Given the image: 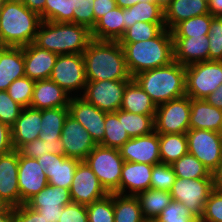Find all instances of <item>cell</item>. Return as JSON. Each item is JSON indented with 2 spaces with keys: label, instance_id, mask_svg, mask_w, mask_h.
Here are the masks:
<instances>
[{
  "label": "cell",
  "instance_id": "9",
  "mask_svg": "<svg viewBox=\"0 0 222 222\" xmlns=\"http://www.w3.org/2000/svg\"><path fill=\"white\" fill-rule=\"evenodd\" d=\"M186 136L188 152L213 174L222 162V133L205 129H189Z\"/></svg>",
  "mask_w": 222,
  "mask_h": 222
},
{
  "label": "cell",
  "instance_id": "64",
  "mask_svg": "<svg viewBox=\"0 0 222 222\" xmlns=\"http://www.w3.org/2000/svg\"><path fill=\"white\" fill-rule=\"evenodd\" d=\"M144 222H160L157 218L145 219Z\"/></svg>",
  "mask_w": 222,
  "mask_h": 222
},
{
  "label": "cell",
  "instance_id": "62",
  "mask_svg": "<svg viewBox=\"0 0 222 222\" xmlns=\"http://www.w3.org/2000/svg\"><path fill=\"white\" fill-rule=\"evenodd\" d=\"M152 2L158 5L162 10H165L172 0H152Z\"/></svg>",
  "mask_w": 222,
  "mask_h": 222
},
{
  "label": "cell",
  "instance_id": "2",
  "mask_svg": "<svg viewBox=\"0 0 222 222\" xmlns=\"http://www.w3.org/2000/svg\"><path fill=\"white\" fill-rule=\"evenodd\" d=\"M41 16L20 0H3L0 7V46L24 47L34 42Z\"/></svg>",
  "mask_w": 222,
  "mask_h": 222
},
{
  "label": "cell",
  "instance_id": "59",
  "mask_svg": "<svg viewBox=\"0 0 222 222\" xmlns=\"http://www.w3.org/2000/svg\"><path fill=\"white\" fill-rule=\"evenodd\" d=\"M214 176V188L222 192V162L219 168L213 173Z\"/></svg>",
  "mask_w": 222,
  "mask_h": 222
},
{
  "label": "cell",
  "instance_id": "63",
  "mask_svg": "<svg viewBox=\"0 0 222 222\" xmlns=\"http://www.w3.org/2000/svg\"><path fill=\"white\" fill-rule=\"evenodd\" d=\"M9 205L0 197V213L4 212Z\"/></svg>",
  "mask_w": 222,
  "mask_h": 222
},
{
  "label": "cell",
  "instance_id": "43",
  "mask_svg": "<svg viewBox=\"0 0 222 222\" xmlns=\"http://www.w3.org/2000/svg\"><path fill=\"white\" fill-rule=\"evenodd\" d=\"M35 80L23 76L14 80L8 87L9 96L23 108L30 107Z\"/></svg>",
  "mask_w": 222,
  "mask_h": 222
},
{
  "label": "cell",
  "instance_id": "14",
  "mask_svg": "<svg viewBox=\"0 0 222 222\" xmlns=\"http://www.w3.org/2000/svg\"><path fill=\"white\" fill-rule=\"evenodd\" d=\"M69 192L72 202L82 205H89L108 194L85 161H80L76 167Z\"/></svg>",
  "mask_w": 222,
  "mask_h": 222
},
{
  "label": "cell",
  "instance_id": "7",
  "mask_svg": "<svg viewBox=\"0 0 222 222\" xmlns=\"http://www.w3.org/2000/svg\"><path fill=\"white\" fill-rule=\"evenodd\" d=\"M186 96L205 99L222 84V61H203L186 66Z\"/></svg>",
  "mask_w": 222,
  "mask_h": 222
},
{
  "label": "cell",
  "instance_id": "52",
  "mask_svg": "<svg viewBox=\"0 0 222 222\" xmlns=\"http://www.w3.org/2000/svg\"><path fill=\"white\" fill-rule=\"evenodd\" d=\"M14 222H47L36 210L26 204L14 208Z\"/></svg>",
  "mask_w": 222,
  "mask_h": 222
},
{
  "label": "cell",
  "instance_id": "50",
  "mask_svg": "<svg viewBox=\"0 0 222 222\" xmlns=\"http://www.w3.org/2000/svg\"><path fill=\"white\" fill-rule=\"evenodd\" d=\"M58 222H88L86 205L71 202L62 209Z\"/></svg>",
  "mask_w": 222,
  "mask_h": 222
},
{
  "label": "cell",
  "instance_id": "16",
  "mask_svg": "<svg viewBox=\"0 0 222 222\" xmlns=\"http://www.w3.org/2000/svg\"><path fill=\"white\" fill-rule=\"evenodd\" d=\"M60 138L65 156L80 161H84L97 145L84 126L70 115L65 119Z\"/></svg>",
  "mask_w": 222,
  "mask_h": 222
},
{
  "label": "cell",
  "instance_id": "60",
  "mask_svg": "<svg viewBox=\"0 0 222 222\" xmlns=\"http://www.w3.org/2000/svg\"><path fill=\"white\" fill-rule=\"evenodd\" d=\"M0 222H14V207L9 206L4 212L0 213Z\"/></svg>",
  "mask_w": 222,
  "mask_h": 222
},
{
  "label": "cell",
  "instance_id": "11",
  "mask_svg": "<svg viewBox=\"0 0 222 222\" xmlns=\"http://www.w3.org/2000/svg\"><path fill=\"white\" fill-rule=\"evenodd\" d=\"M131 80H101L87 81L84 94L85 101L93 104L101 111L110 113L121 108L122 98L126 85Z\"/></svg>",
  "mask_w": 222,
  "mask_h": 222
},
{
  "label": "cell",
  "instance_id": "12",
  "mask_svg": "<svg viewBox=\"0 0 222 222\" xmlns=\"http://www.w3.org/2000/svg\"><path fill=\"white\" fill-rule=\"evenodd\" d=\"M49 79L69 95L74 90H84L87 78L82 54L58 55Z\"/></svg>",
  "mask_w": 222,
  "mask_h": 222
},
{
  "label": "cell",
  "instance_id": "13",
  "mask_svg": "<svg viewBox=\"0 0 222 222\" xmlns=\"http://www.w3.org/2000/svg\"><path fill=\"white\" fill-rule=\"evenodd\" d=\"M71 202L68 189L48 184L25 204L36 210L47 222H58L63 207Z\"/></svg>",
  "mask_w": 222,
  "mask_h": 222
},
{
  "label": "cell",
  "instance_id": "40",
  "mask_svg": "<svg viewBox=\"0 0 222 222\" xmlns=\"http://www.w3.org/2000/svg\"><path fill=\"white\" fill-rule=\"evenodd\" d=\"M165 23L136 22L126 29L118 42H140L155 38L163 29Z\"/></svg>",
  "mask_w": 222,
  "mask_h": 222
},
{
  "label": "cell",
  "instance_id": "23",
  "mask_svg": "<svg viewBox=\"0 0 222 222\" xmlns=\"http://www.w3.org/2000/svg\"><path fill=\"white\" fill-rule=\"evenodd\" d=\"M70 98L69 94L51 79L37 80L30 107L39 110L68 107Z\"/></svg>",
  "mask_w": 222,
  "mask_h": 222
},
{
  "label": "cell",
  "instance_id": "49",
  "mask_svg": "<svg viewBox=\"0 0 222 222\" xmlns=\"http://www.w3.org/2000/svg\"><path fill=\"white\" fill-rule=\"evenodd\" d=\"M94 0H74L73 23L87 26L90 30L95 26V16L92 8Z\"/></svg>",
  "mask_w": 222,
  "mask_h": 222
},
{
  "label": "cell",
  "instance_id": "45",
  "mask_svg": "<svg viewBox=\"0 0 222 222\" xmlns=\"http://www.w3.org/2000/svg\"><path fill=\"white\" fill-rule=\"evenodd\" d=\"M208 38L209 61H222V17L211 16Z\"/></svg>",
  "mask_w": 222,
  "mask_h": 222
},
{
  "label": "cell",
  "instance_id": "17",
  "mask_svg": "<svg viewBox=\"0 0 222 222\" xmlns=\"http://www.w3.org/2000/svg\"><path fill=\"white\" fill-rule=\"evenodd\" d=\"M120 155L127 162L155 165L161 163L159 134L153 131L145 136L130 138L119 148Z\"/></svg>",
  "mask_w": 222,
  "mask_h": 222
},
{
  "label": "cell",
  "instance_id": "1",
  "mask_svg": "<svg viewBox=\"0 0 222 222\" xmlns=\"http://www.w3.org/2000/svg\"><path fill=\"white\" fill-rule=\"evenodd\" d=\"M82 56L87 81L132 80L118 41L92 39Z\"/></svg>",
  "mask_w": 222,
  "mask_h": 222
},
{
  "label": "cell",
  "instance_id": "4",
  "mask_svg": "<svg viewBox=\"0 0 222 222\" xmlns=\"http://www.w3.org/2000/svg\"><path fill=\"white\" fill-rule=\"evenodd\" d=\"M91 40V30L87 26L42 20L33 43L58 55L83 54Z\"/></svg>",
  "mask_w": 222,
  "mask_h": 222
},
{
  "label": "cell",
  "instance_id": "20",
  "mask_svg": "<svg viewBox=\"0 0 222 222\" xmlns=\"http://www.w3.org/2000/svg\"><path fill=\"white\" fill-rule=\"evenodd\" d=\"M19 152L0 155V197L11 207L20 206L18 186Z\"/></svg>",
  "mask_w": 222,
  "mask_h": 222
},
{
  "label": "cell",
  "instance_id": "55",
  "mask_svg": "<svg viewBox=\"0 0 222 222\" xmlns=\"http://www.w3.org/2000/svg\"><path fill=\"white\" fill-rule=\"evenodd\" d=\"M28 9L34 11L45 21V1L46 0H20Z\"/></svg>",
  "mask_w": 222,
  "mask_h": 222
},
{
  "label": "cell",
  "instance_id": "18",
  "mask_svg": "<svg viewBox=\"0 0 222 222\" xmlns=\"http://www.w3.org/2000/svg\"><path fill=\"white\" fill-rule=\"evenodd\" d=\"M47 185L46 173L41 169L38 160L19 154L18 186L20 191V205L25 204Z\"/></svg>",
  "mask_w": 222,
  "mask_h": 222
},
{
  "label": "cell",
  "instance_id": "36",
  "mask_svg": "<svg viewBox=\"0 0 222 222\" xmlns=\"http://www.w3.org/2000/svg\"><path fill=\"white\" fill-rule=\"evenodd\" d=\"M114 222H144L136 196L113 193Z\"/></svg>",
  "mask_w": 222,
  "mask_h": 222
},
{
  "label": "cell",
  "instance_id": "24",
  "mask_svg": "<svg viewBox=\"0 0 222 222\" xmlns=\"http://www.w3.org/2000/svg\"><path fill=\"white\" fill-rule=\"evenodd\" d=\"M41 110L25 107L11 127L12 144L18 150L23 144L39 139L41 133Z\"/></svg>",
  "mask_w": 222,
  "mask_h": 222
},
{
  "label": "cell",
  "instance_id": "39",
  "mask_svg": "<svg viewBox=\"0 0 222 222\" xmlns=\"http://www.w3.org/2000/svg\"><path fill=\"white\" fill-rule=\"evenodd\" d=\"M123 126L130 138L145 136L155 131L154 118L123 110Z\"/></svg>",
  "mask_w": 222,
  "mask_h": 222
},
{
  "label": "cell",
  "instance_id": "47",
  "mask_svg": "<svg viewBox=\"0 0 222 222\" xmlns=\"http://www.w3.org/2000/svg\"><path fill=\"white\" fill-rule=\"evenodd\" d=\"M157 219L160 222H196L197 220L182 203L173 200Z\"/></svg>",
  "mask_w": 222,
  "mask_h": 222
},
{
  "label": "cell",
  "instance_id": "44",
  "mask_svg": "<svg viewBox=\"0 0 222 222\" xmlns=\"http://www.w3.org/2000/svg\"><path fill=\"white\" fill-rule=\"evenodd\" d=\"M176 178L171 164H155L151 173L150 188L170 192Z\"/></svg>",
  "mask_w": 222,
  "mask_h": 222
},
{
  "label": "cell",
  "instance_id": "10",
  "mask_svg": "<svg viewBox=\"0 0 222 222\" xmlns=\"http://www.w3.org/2000/svg\"><path fill=\"white\" fill-rule=\"evenodd\" d=\"M190 113V97L186 95L157 106L155 131L158 134L187 133Z\"/></svg>",
  "mask_w": 222,
  "mask_h": 222
},
{
  "label": "cell",
  "instance_id": "48",
  "mask_svg": "<svg viewBox=\"0 0 222 222\" xmlns=\"http://www.w3.org/2000/svg\"><path fill=\"white\" fill-rule=\"evenodd\" d=\"M203 222H222V192L214 189L204 206L202 217Z\"/></svg>",
  "mask_w": 222,
  "mask_h": 222
},
{
  "label": "cell",
  "instance_id": "5",
  "mask_svg": "<svg viewBox=\"0 0 222 222\" xmlns=\"http://www.w3.org/2000/svg\"><path fill=\"white\" fill-rule=\"evenodd\" d=\"M185 77L186 67L174 60L168 65L142 71L132 79L159 106L186 95Z\"/></svg>",
  "mask_w": 222,
  "mask_h": 222
},
{
  "label": "cell",
  "instance_id": "35",
  "mask_svg": "<svg viewBox=\"0 0 222 222\" xmlns=\"http://www.w3.org/2000/svg\"><path fill=\"white\" fill-rule=\"evenodd\" d=\"M129 139L130 137L123 126V110L106 113L105 135L99 145L119 149Z\"/></svg>",
  "mask_w": 222,
  "mask_h": 222
},
{
  "label": "cell",
  "instance_id": "29",
  "mask_svg": "<svg viewBox=\"0 0 222 222\" xmlns=\"http://www.w3.org/2000/svg\"><path fill=\"white\" fill-rule=\"evenodd\" d=\"M125 33L123 8L115 7L104 14L91 30L92 39L119 41Z\"/></svg>",
  "mask_w": 222,
  "mask_h": 222
},
{
  "label": "cell",
  "instance_id": "26",
  "mask_svg": "<svg viewBox=\"0 0 222 222\" xmlns=\"http://www.w3.org/2000/svg\"><path fill=\"white\" fill-rule=\"evenodd\" d=\"M24 47H0V91H7L16 79L25 76Z\"/></svg>",
  "mask_w": 222,
  "mask_h": 222
},
{
  "label": "cell",
  "instance_id": "19",
  "mask_svg": "<svg viewBox=\"0 0 222 222\" xmlns=\"http://www.w3.org/2000/svg\"><path fill=\"white\" fill-rule=\"evenodd\" d=\"M37 160L46 173L48 184L70 189L80 160L51 153H45Z\"/></svg>",
  "mask_w": 222,
  "mask_h": 222
},
{
  "label": "cell",
  "instance_id": "61",
  "mask_svg": "<svg viewBox=\"0 0 222 222\" xmlns=\"http://www.w3.org/2000/svg\"><path fill=\"white\" fill-rule=\"evenodd\" d=\"M116 5L120 8H128L139 2H150L152 0H115Z\"/></svg>",
  "mask_w": 222,
  "mask_h": 222
},
{
  "label": "cell",
  "instance_id": "8",
  "mask_svg": "<svg viewBox=\"0 0 222 222\" xmlns=\"http://www.w3.org/2000/svg\"><path fill=\"white\" fill-rule=\"evenodd\" d=\"M214 189V178H176L170 194L173 201L182 203L194 217L200 219L205 203Z\"/></svg>",
  "mask_w": 222,
  "mask_h": 222
},
{
  "label": "cell",
  "instance_id": "38",
  "mask_svg": "<svg viewBox=\"0 0 222 222\" xmlns=\"http://www.w3.org/2000/svg\"><path fill=\"white\" fill-rule=\"evenodd\" d=\"M211 24V15L204 14L191 17L178 23L172 30V37H193L208 35Z\"/></svg>",
  "mask_w": 222,
  "mask_h": 222
},
{
  "label": "cell",
  "instance_id": "6",
  "mask_svg": "<svg viewBox=\"0 0 222 222\" xmlns=\"http://www.w3.org/2000/svg\"><path fill=\"white\" fill-rule=\"evenodd\" d=\"M108 194H119L124 159L119 149L96 145L84 160Z\"/></svg>",
  "mask_w": 222,
  "mask_h": 222
},
{
  "label": "cell",
  "instance_id": "58",
  "mask_svg": "<svg viewBox=\"0 0 222 222\" xmlns=\"http://www.w3.org/2000/svg\"><path fill=\"white\" fill-rule=\"evenodd\" d=\"M208 11L211 16L222 17V0H208Z\"/></svg>",
  "mask_w": 222,
  "mask_h": 222
},
{
  "label": "cell",
  "instance_id": "57",
  "mask_svg": "<svg viewBox=\"0 0 222 222\" xmlns=\"http://www.w3.org/2000/svg\"><path fill=\"white\" fill-rule=\"evenodd\" d=\"M46 143L48 145V153L65 156L64 147L61 138H58L54 142L46 141Z\"/></svg>",
  "mask_w": 222,
  "mask_h": 222
},
{
  "label": "cell",
  "instance_id": "15",
  "mask_svg": "<svg viewBox=\"0 0 222 222\" xmlns=\"http://www.w3.org/2000/svg\"><path fill=\"white\" fill-rule=\"evenodd\" d=\"M69 115L84 126L94 142L99 145L105 135V116L101 111L82 97H71L68 104Z\"/></svg>",
  "mask_w": 222,
  "mask_h": 222
},
{
  "label": "cell",
  "instance_id": "33",
  "mask_svg": "<svg viewBox=\"0 0 222 222\" xmlns=\"http://www.w3.org/2000/svg\"><path fill=\"white\" fill-rule=\"evenodd\" d=\"M161 162L173 164L188 153L186 133L159 134Z\"/></svg>",
  "mask_w": 222,
  "mask_h": 222
},
{
  "label": "cell",
  "instance_id": "30",
  "mask_svg": "<svg viewBox=\"0 0 222 222\" xmlns=\"http://www.w3.org/2000/svg\"><path fill=\"white\" fill-rule=\"evenodd\" d=\"M121 110L141 115H150L155 119L157 106L151 97L132 79L125 88Z\"/></svg>",
  "mask_w": 222,
  "mask_h": 222
},
{
  "label": "cell",
  "instance_id": "51",
  "mask_svg": "<svg viewBox=\"0 0 222 222\" xmlns=\"http://www.w3.org/2000/svg\"><path fill=\"white\" fill-rule=\"evenodd\" d=\"M18 152L21 156L29 158H38L45 153H48V145L46 141L36 139L31 142L23 144Z\"/></svg>",
  "mask_w": 222,
  "mask_h": 222
},
{
  "label": "cell",
  "instance_id": "34",
  "mask_svg": "<svg viewBox=\"0 0 222 222\" xmlns=\"http://www.w3.org/2000/svg\"><path fill=\"white\" fill-rule=\"evenodd\" d=\"M136 197L145 219L157 218L172 201L170 192L151 188L139 192Z\"/></svg>",
  "mask_w": 222,
  "mask_h": 222
},
{
  "label": "cell",
  "instance_id": "21",
  "mask_svg": "<svg viewBox=\"0 0 222 222\" xmlns=\"http://www.w3.org/2000/svg\"><path fill=\"white\" fill-rule=\"evenodd\" d=\"M174 60L183 66L209 61L208 35L173 37Z\"/></svg>",
  "mask_w": 222,
  "mask_h": 222
},
{
  "label": "cell",
  "instance_id": "25",
  "mask_svg": "<svg viewBox=\"0 0 222 222\" xmlns=\"http://www.w3.org/2000/svg\"><path fill=\"white\" fill-rule=\"evenodd\" d=\"M153 165L124 161L120 177L119 194L136 196L150 188ZM129 189L130 194L124 192Z\"/></svg>",
  "mask_w": 222,
  "mask_h": 222
},
{
  "label": "cell",
  "instance_id": "53",
  "mask_svg": "<svg viewBox=\"0 0 222 222\" xmlns=\"http://www.w3.org/2000/svg\"><path fill=\"white\" fill-rule=\"evenodd\" d=\"M13 149L11 127L0 122V155L7 154Z\"/></svg>",
  "mask_w": 222,
  "mask_h": 222
},
{
  "label": "cell",
  "instance_id": "31",
  "mask_svg": "<svg viewBox=\"0 0 222 222\" xmlns=\"http://www.w3.org/2000/svg\"><path fill=\"white\" fill-rule=\"evenodd\" d=\"M125 31L136 22L165 23L164 10L150 2H139L131 7L123 8Z\"/></svg>",
  "mask_w": 222,
  "mask_h": 222
},
{
  "label": "cell",
  "instance_id": "56",
  "mask_svg": "<svg viewBox=\"0 0 222 222\" xmlns=\"http://www.w3.org/2000/svg\"><path fill=\"white\" fill-rule=\"evenodd\" d=\"M205 100L212 106L222 110V84Z\"/></svg>",
  "mask_w": 222,
  "mask_h": 222
},
{
  "label": "cell",
  "instance_id": "3",
  "mask_svg": "<svg viewBox=\"0 0 222 222\" xmlns=\"http://www.w3.org/2000/svg\"><path fill=\"white\" fill-rule=\"evenodd\" d=\"M119 43L123 48L126 66L131 77L174 61L173 37L167 28L149 40Z\"/></svg>",
  "mask_w": 222,
  "mask_h": 222
},
{
  "label": "cell",
  "instance_id": "32",
  "mask_svg": "<svg viewBox=\"0 0 222 222\" xmlns=\"http://www.w3.org/2000/svg\"><path fill=\"white\" fill-rule=\"evenodd\" d=\"M68 115V107L41 110L42 121L39 139L54 142L60 138L65 119Z\"/></svg>",
  "mask_w": 222,
  "mask_h": 222
},
{
  "label": "cell",
  "instance_id": "46",
  "mask_svg": "<svg viewBox=\"0 0 222 222\" xmlns=\"http://www.w3.org/2000/svg\"><path fill=\"white\" fill-rule=\"evenodd\" d=\"M23 107L15 102L7 91H0V122L12 127Z\"/></svg>",
  "mask_w": 222,
  "mask_h": 222
},
{
  "label": "cell",
  "instance_id": "41",
  "mask_svg": "<svg viewBox=\"0 0 222 222\" xmlns=\"http://www.w3.org/2000/svg\"><path fill=\"white\" fill-rule=\"evenodd\" d=\"M74 0H46L45 21L73 23Z\"/></svg>",
  "mask_w": 222,
  "mask_h": 222
},
{
  "label": "cell",
  "instance_id": "37",
  "mask_svg": "<svg viewBox=\"0 0 222 222\" xmlns=\"http://www.w3.org/2000/svg\"><path fill=\"white\" fill-rule=\"evenodd\" d=\"M171 165L177 178H214L209 169L189 152Z\"/></svg>",
  "mask_w": 222,
  "mask_h": 222
},
{
  "label": "cell",
  "instance_id": "54",
  "mask_svg": "<svg viewBox=\"0 0 222 222\" xmlns=\"http://www.w3.org/2000/svg\"><path fill=\"white\" fill-rule=\"evenodd\" d=\"M115 7H117L115 0H94L92 2V8L95 16V25L104 14L113 10Z\"/></svg>",
  "mask_w": 222,
  "mask_h": 222
},
{
  "label": "cell",
  "instance_id": "22",
  "mask_svg": "<svg viewBox=\"0 0 222 222\" xmlns=\"http://www.w3.org/2000/svg\"><path fill=\"white\" fill-rule=\"evenodd\" d=\"M57 57L58 54L34 43L24 46L25 76L35 81L49 79Z\"/></svg>",
  "mask_w": 222,
  "mask_h": 222
},
{
  "label": "cell",
  "instance_id": "27",
  "mask_svg": "<svg viewBox=\"0 0 222 222\" xmlns=\"http://www.w3.org/2000/svg\"><path fill=\"white\" fill-rule=\"evenodd\" d=\"M189 128L205 129L222 133V110L210 105L205 99H191Z\"/></svg>",
  "mask_w": 222,
  "mask_h": 222
},
{
  "label": "cell",
  "instance_id": "28",
  "mask_svg": "<svg viewBox=\"0 0 222 222\" xmlns=\"http://www.w3.org/2000/svg\"><path fill=\"white\" fill-rule=\"evenodd\" d=\"M204 14H209L206 0H172L164 10L165 27L171 31L178 23Z\"/></svg>",
  "mask_w": 222,
  "mask_h": 222
},
{
  "label": "cell",
  "instance_id": "42",
  "mask_svg": "<svg viewBox=\"0 0 222 222\" xmlns=\"http://www.w3.org/2000/svg\"><path fill=\"white\" fill-rule=\"evenodd\" d=\"M88 222H114L113 193L86 205Z\"/></svg>",
  "mask_w": 222,
  "mask_h": 222
}]
</instances>
